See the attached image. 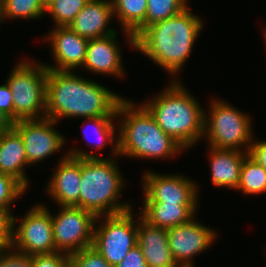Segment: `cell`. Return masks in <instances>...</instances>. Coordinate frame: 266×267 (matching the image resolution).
Wrapping results in <instances>:
<instances>
[{
	"instance_id": "1",
	"label": "cell",
	"mask_w": 266,
	"mask_h": 267,
	"mask_svg": "<svg viewBox=\"0 0 266 267\" xmlns=\"http://www.w3.org/2000/svg\"><path fill=\"white\" fill-rule=\"evenodd\" d=\"M124 98L76 71L48 69L46 117L57 123L66 118L117 116L118 105Z\"/></svg>"
},
{
	"instance_id": "23",
	"label": "cell",
	"mask_w": 266,
	"mask_h": 267,
	"mask_svg": "<svg viewBox=\"0 0 266 267\" xmlns=\"http://www.w3.org/2000/svg\"><path fill=\"white\" fill-rule=\"evenodd\" d=\"M114 18L118 20L125 41L135 49V38L146 28L148 0H111ZM121 27V28H120Z\"/></svg>"
},
{
	"instance_id": "30",
	"label": "cell",
	"mask_w": 266,
	"mask_h": 267,
	"mask_svg": "<svg viewBox=\"0 0 266 267\" xmlns=\"http://www.w3.org/2000/svg\"><path fill=\"white\" fill-rule=\"evenodd\" d=\"M0 267H33L32 255L22 253L12 247L0 252Z\"/></svg>"
},
{
	"instance_id": "27",
	"label": "cell",
	"mask_w": 266,
	"mask_h": 267,
	"mask_svg": "<svg viewBox=\"0 0 266 267\" xmlns=\"http://www.w3.org/2000/svg\"><path fill=\"white\" fill-rule=\"evenodd\" d=\"M90 0H58L46 10L52 21V27L68 26Z\"/></svg>"
},
{
	"instance_id": "36",
	"label": "cell",
	"mask_w": 266,
	"mask_h": 267,
	"mask_svg": "<svg viewBox=\"0 0 266 267\" xmlns=\"http://www.w3.org/2000/svg\"><path fill=\"white\" fill-rule=\"evenodd\" d=\"M13 127V121L0 110V133L10 130Z\"/></svg>"
},
{
	"instance_id": "21",
	"label": "cell",
	"mask_w": 266,
	"mask_h": 267,
	"mask_svg": "<svg viewBox=\"0 0 266 267\" xmlns=\"http://www.w3.org/2000/svg\"><path fill=\"white\" fill-rule=\"evenodd\" d=\"M23 140L12 127L0 136V173L8 174L18 180L27 190L31 181L26 174L29 168Z\"/></svg>"
},
{
	"instance_id": "37",
	"label": "cell",
	"mask_w": 266,
	"mask_h": 267,
	"mask_svg": "<svg viewBox=\"0 0 266 267\" xmlns=\"http://www.w3.org/2000/svg\"><path fill=\"white\" fill-rule=\"evenodd\" d=\"M58 0H41V3L44 7V10L46 11L51 5H53Z\"/></svg>"
},
{
	"instance_id": "8",
	"label": "cell",
	"mask_w": 266,
	"mask_h": 267,
	"mask_svg": "<svg viewBox=\"0 0 266 267\" xmlns=\"http://www.w3.org/2000/svg\"><path fill=\"white\" fill-rule=\"evenodd\" d=\"M133 209L97 217L92 246L112 267L117 266L137 245V213L133 214Z\"/></svg>"
},
{
	"instance_id": "34",
	"label": "cell",
	"mask_w": 266,
	"mask_h": 267,
	"mask_svg": "<svg viewBox=\"0 0 266 267\" xmlns=\"http://www.w3.org/2000/svg\"><path fill=\"white\" fill-rule=\"evenodd\" d=\"M256 139L257 137L254 135L248 155L266 170V140Z\"/></svg>"
},
{
	"instance_id": "32",
	"label": "cell",
	"mask_w": 266,
	"mask_h": 267,
	"mask_svg": "<svg viewBox=\"0 0 266 267\" xmlns=\"http://www.w3.org/2000/svg\"><path fill=\"white\" fill-rule=\"evenodd\" d=\"M12 210L0 209V250L12 245L13 215Z\"/></svg>"
},
{
	"instance_id": "14",
	"label": "cell",
	"mask_w": 266,
	"mask_h": 267,
	"mask_svg": "<svg viewBox=\"0 0 266 267\" xmlns=\"http://www.w3.org/2000/svg\"><path fill=\"white\" fill-rule=\"evenodd\" d=\"M50 46L53 64L44 63L47 69L77 71L85 61L89 39L81 37L69 26L52 27L43 37Z\"/></svg>"
},
{
	"instance_id": "11",
	"label": "cell",
	"mask_w": 266,
	"mask_h": 267,
	"mask_svg": "<svg viewBox=\"0 0 266 267\" xmlns=\"http://www.w3.org/2000/svg\"><path fill=\"white\" fill-rule=\"evenodd\" d=\"M144 170L141 189L143 202L176 203L182 205H199L198 183L185 174H163Z\"/></svg>"
},
{
	"instance_id": "20",
	"label": "cell",
	"mask_w": 266,
	"mask_h": 267,
	"mask_svg": "<svg viewBox=\"0 0 266 267\" xmlns=\"http://www.w3.org/2000/svg\"><path fill=\"white\" fill-rule=\"evenodd\" d=\"M211 184L214 188L237 190L240 182L241 167L248 154L234 149H216L207 146Z\"/></svg>"
},
{
	"instance_id": "33",
	"label": "cell",
	"mask_w": 266,
	"mask_h": 267,
	"mask_svg": "<svg viewBox=\"0 0 266 267\" xmlns=\"http://www.w3.org/2000/svg\"><path fill=\"white\" fill-rule=\"evenodd\" d=\"M115 267H148L143 256L141 247L135 245L125 256V258Z\"/></svg>"
},
{
	"instance_id": "17",
	"label": "cell",
	"mask_w": 266,
	"mask_h": 267,
	"mask_svg": "<svg viewBox=\"0 0 266 267\" xmlns=\"http://www.w3.org/2000/svg\"><path fill=\"white\" fill-rule=\"evenodd\" d=\"M116 122V123H115ZM84 123V124H83ZM82 123V134L85 140V144L90 146V148H93L97 150L98 153L93 151H88L84 149H80L79 147L77 148H68V155L75 157V158H105L99 155L100 151H102L104 148H109L112 149L110 150V155L109 157L106 158H114V157H119V152H118V123H117V116H102V117H93V118H84V121ZM90 126V129L87 131V127ZM92 127V129H91ZM91 133H90V131ZM92 135L94 136V139L92 138ZM92 144H91V143ZM91 144V145H90ZM113 144V145H112ZM92 146V147H91ZM88 151V152H87Z\"/></svg>"
},
{
	"instance_id": "38",
	"label": "cell",
	"mask_w": 266,
	"mask_h": 267,
	"mask_svg": "<svg viewBox=\"0 0 266 267\" xmlns=\"http://www.w3.org/2000/svg\"><path fill=\"white\" fill-rule=\"evenodd\" d=\"M4 19H3V12H2V6H1V3H0V27H2L1 24L4 23Z\"/></svg>"
},
{
	"instance_id": "9",
	"label": "cell",
	"mask_w": 266,
	"mask_h": 267,
	"mask_svg": "<svg viewBox=\"0 0 266 267\" xmlns=\"http://www.w3.org/2000/svg\"><path fill=\"white\" fill-rule=\"evenodd\" d=\"M47 206L49 204L40 202L29 207L30 210L22 218L13 215V249L32 256L58 252L55 248L51 209Z\"/></svg>"
},
{
	"instance_id": "6",
	"label": "cell",
	"mask_w": 266,
	"mask_h": 267,
	"mask_svg": "<svg viewBox=\"0 0 266 267\" xmlns=\"http://www.w3.org/2000/svg\"><path fill=\"white\" fill-rule=\"evenodd\" d=\"M208 102L209 108L204 109L203 140L206 145L248 153L255 135L253 116L217 97Z\"/></svg>"
},
{
	"instance_id": "2",
	"label": "cell",
	"mask_w": 266,
	"mask_h": 267,
	"mask_svg": "<svg viewBox=\"0 0 266 267\" xmlns=\"http://www.w3.org/2000/svg\"><path fill=\"white\" fill-rule=\"evenodd\" d=\"M192 11L189 5L179 14L146 27L135 38L134 50L164 70L172 81L180 80L178 76L204 29L203 18Z\"/></svg>"
},
{
	"instance_id": "19",
	"label": "cell",
	"mask_w": 266,
	"mask_h": 267,
	"mask_svg": "<svg viewBox=\"0 0 266 267\" xmlns=\"http://www.w3.org/2000/svg\"><path fill=\"white\" fill-rule=\"evenodd\" d=\"M137 244L148 267H179L168 244L167 229L153 226L137 215Z\"/></svg>"
},
{
	"instance_id": "4",
	"label": "cell",
	"mask_w": 266,
	"mask_h": 267,
	"mask_svg": "<svg viewBox=\"0 0 266 267\" xmlns=\"http://www.w3.org/2000/svg\"><path fill=\"white\" fill-rule=\"evenodd\" d=\"M162 91L141 104L158 126L186 151L203 141L204 107L182 81L168 82Z\"/></svg>"
},
{
	"instance_id": "18",
	"label": "cell",
	"mask_w": 266,
	"mask_h": 267,
	"mask_svg": "<svg viewBox=\"0 0 266 267\" xmlns=\"http://www.w3.org/2000/svg\"><path fill=\"white\" fill-rule=\"evenodd\" d=\"M113 19L111 0H90L68 26L81 37L95 39L117 32L110 26Z\"/></svg>"
},
{
	"instance_id": "10",
	"label": "cell",
	"mask_w": 266,
	"mask_h": 267,
	"mask_svg": "<svg viewBox=\"0 0 266 267\" xmlns=\"http://www.w3.org/2000/svg\"><path fill=\"white\" fill-rule=\"evenodd\" d=\"M55 248L73 254L93 245L97 216L76 206H59L52 213Z\"/></svg>"
},
{
	"instance_id": "29",
	"label": "cell",
	"mask_w": 266,
	"mask_h": 267,
	"mask_svg": "<svg viewBox=\"0 0 266 267\" xmlns=\"http://www.w3.org/2000/svg\"><path fill=\"white\" fill-rule=\"evenodd\" d=\"M69 267H112L109 262L94 248L87 247L69 255Z\"/></svg>"
},
{
	"instance_id": "7",
	"label": "cell",
	"mask_w": 266,
	"mask_h": 267,
	"mask_svg": "<svg viewBox=\"0 0 266 267\" xmlns=\"http://www.w3.org/2000/svg\"><path fill=\"white\" fill-rule=\"evenodd\" d=\"M8 84L14 105V122L46 117V81L48 69L41 61L23 59L9 72Z\"/></svg>"
},
{
	"instance_id": "39",
	"label": "cell",
	"mask_w": 266,
	"mask_h": 267,
	"mask_svg": "<svg viewBox=\"0 0 266 267\" xmlns=\"http://www.w3.org/2000/svg\"><path fill=\"white\" fill-rule=\"evenodd\" d=\"M261 32H264L262 34V37H264L263 40L265 41L264 43H265V46H266V26L265 25H264V29Z\"/></svg>"
},
{
	"instance_id": "26",
	"label": "cell",
	"mask_w": 266,
	"mask_h": 267,
	"mask_svg": "<svg viewBox=\"0 0 266 267\" xmlns=\"http://www.w3.org/2000/svg\"><path fill=\"white\" fill-rule=\"evenodd\" d=\"M188 6V0H148L146 10V27L173 17L182 12Z\"/></svg>"
},
{
	"instance_id": "31",
	"label": "cell",
	"mask_w": 266,
	"mask_h": 267,
	"mask_svg": "<svg viewBox=\"0 0 266 267\" xmlns=\"http://www.w3.org/2000/svg\"><path fill=\"white\" fill-rule=\"evenodd\" d=\"M33 267H69V254L56 252L32 256Z\"/></svg>"
},
{
	"instance_id": "16",
	"label": "cell",
	"mask_w": 266,
	"mask_h": 267,
	"mask_svg": "<svg viewBox=\"0 0 266 267\" xmlns=\"http://www.w3.org/2000/svg\"><path fill=\"white\" fill-rule=\"evenodd\" d=\"M89 39L83 66L80 68L92 75L110 76L117 80L126 77L122 61V49L117 41L118 33Z\"/></svg>"
},
{
	"instance_id": "5",
	"label": "cell",
	"mask_w": 266,
	"mask_h": 267,
	"mask_svg": "<svg viewBox=\"0 0 266 267\" xmlns=\"http://www.w3.org/2000/svg\"><path fill=\"white\" fill-rule=\"evenodd\" d=\"M117 158H81L79 207L98 216L115 215L135 208L121 202L126 181Z\"/></svg>"
},
{
	"instance_id": "3",
	"label": "cell",
	"mask_w": 266,
	"mask_h": 267,
	"mask_svg": "<svg viewBox=\"0 0 266 267\" xmlns=\"http://www.w3.org/2000/svg\"><path fill=\"white\" fill-rule=\"evenodd\" d=\"M118 152L121 158L166 160L186 150L166 134L139 102L125 97L117 108Z\"/></svg>"
},
{
	"instance_id": "25",
	"label": "cell",
	"mask_w": 266,
	"mask_h": 267,
	"mask_svg": "<svg viewBox=\"0 0 266 267\" xmlns=\"http://www.w3.org/2000/svg\"><path fill=\"white\" fill-rule=\"evenodd\" d=\"M0 3L5 20H37L46 15L41 0H0Z\"/></svg>"
},
{
	"instance_id": "15",
	"label": "cell",
	"mask_w": 266,
	"mask_h": 267,
	"mask_svg": "<svg viewBox=\"0 0 266 267\" xmlns=\"http://www.w3.org/2000/svg\"><path fill=\"white\" fill-rule=\"evenodd\" d=\"M64 152V153H63ZM62 152L54 172L50 175L44 192L56 205L79 207L81 186V158L68 155V150Z\"/></svg>"
},
{
	"instance_id": "28",
	"label": "cell",
	"mask_w": 266,
	"mask_h": 267,
	"mask_svg": "<svg viewBox=\"0 0 266 267\" xmlns=\"http://www.w3.org/2000/svg\"><path fill=\"white\" fill-rule=\"evenodd\" d=\"M25 193H28V190L18 180L11 175L0 173V209H14V203Z\"/></svg>"
},
{
	"instance_id": "12",
	"label": "cell",
	"mask_w": 266,
	"mask_h": 267,
	"mask_svg": "<svg viewBox=\"0 0 266 267\" xmlns=\"http://www.w3.org/2000/svg\"><path fill=\"white\" fill-rule=\"evenodd\" d=\"M58 124L47 117L13 122V128L23 140L30 167L48 160L50 156L60 153L66 146L65 143L68 142V139L56 130Z\"/></svg>"
},
{
	"instance_id": "13",
	"label": "cell",
	"mask_w": 266,
	"mask_h": 267,
	"mask_svg": "<svg viewBox=\"0 0 266 267\" xmlns=\"http://www.w3.org/2000/svg\"><path fill=\"white\" fill-rule=\"evenodd\" d=\"M196 218L167 229L169 248L179 267H195L193 259L218 240L219 232L216 228L204 225Z\"/></svg>"
},
{
	"instance_id": "24",
	"label": "cell",
	"mask_w": 266,
	"mask_h": 267,
	"mask_svg": "<svg viewBox=\"0 0 266 267\" xmlns=\"http://www.w3.org/2000/svg\"><path fill=\"white\" fill-rule=\"evenodd\" d=\"M243 195L256 196L266 193V170L248 154L245 156L239 186L236 191Z\"/></svg>"
},
{
	"instance_id": "35",
	"label": "cell",
	"mask_w": 266,
	"mask_h": 267,
	"mask_svg": "<svg viewBox=\"0 0 266 267\" xmlns=\"http://www.w3.org/2000/svg\"><path fill=\"white\" fill-rule=\"evenodd\" d=\"M12 92L5 82L0 85V110L3 111L14 122V105Z\"/></svg>"
},
{
	"instance_id": "22",
	"label": "cell",
	"mask_w": 266,
	"mask_h": 267,
	"mask_svg": "<svg viewBox=\"0 0 266 267\" xmlns=\"http://www.w3.org/2000/svg\"><path fill=\"white\" fill-rule=\"evenodd\" d=\"M141 217L153 226L170 229L187 223L198 216L200 205H182L176 203L142 202Z\"/></svg>"
}]
</instances>
